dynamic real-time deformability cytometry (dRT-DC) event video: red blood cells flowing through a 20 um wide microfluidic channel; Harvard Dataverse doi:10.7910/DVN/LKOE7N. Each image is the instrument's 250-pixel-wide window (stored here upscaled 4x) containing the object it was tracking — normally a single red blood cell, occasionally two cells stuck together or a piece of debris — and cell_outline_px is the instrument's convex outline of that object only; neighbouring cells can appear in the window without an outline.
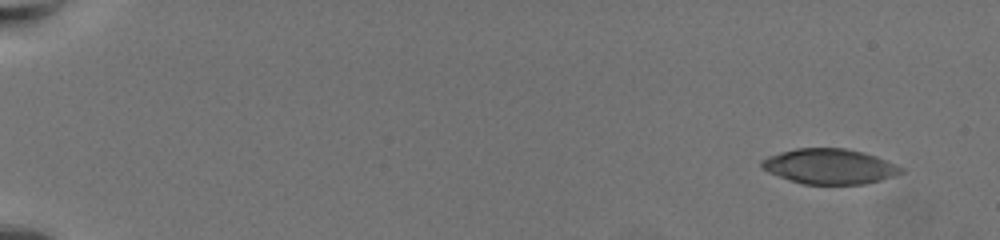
{"species": "common noctule bat (a hibernating species)", "species_latin": "Nyctalus noctula", "temperature_condition": "warm", "stored_images_in_passage": 12, "camera_frame_rate_fps": 3000, "um_per_image_px": 0.085, "animal": {"sex": "female", "body_mass_g": 19.5, "forearm_length_mm": 54.1}, "frame": {"image": 1, "passage_image": 1, "time_ms": 0.0, "image_size_px": [1000, 240], "cell_outline_px": [[904, 172], [880, 180], [864, 184], [804, 184], [768, 172], [760, 164], [760, 160], [768, 156], [796, 148], [844, 148], [860, 152], [884, 160], [900, 168]], "centroid_in_image_um": [70.45, 14.15], "position_along_channel_um": 14.5, "area_um2": 27.86}}